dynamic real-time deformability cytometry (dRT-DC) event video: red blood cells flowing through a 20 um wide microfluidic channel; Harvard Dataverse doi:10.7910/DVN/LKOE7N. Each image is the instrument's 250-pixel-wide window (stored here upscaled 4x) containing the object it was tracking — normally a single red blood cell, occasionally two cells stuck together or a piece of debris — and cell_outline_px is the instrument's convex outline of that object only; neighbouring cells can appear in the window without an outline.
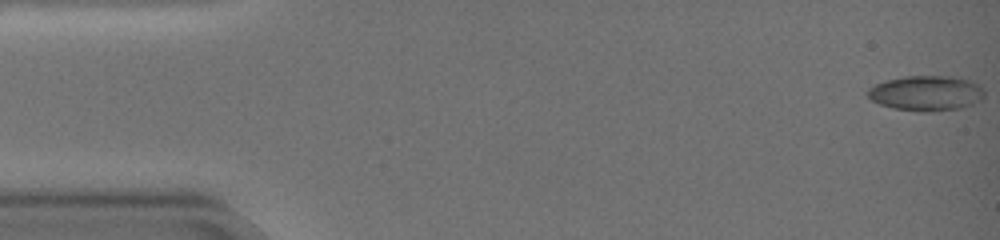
{"species": "common noctule bat (a hibernating species)", "species_latin": "Nyctalus noctula", "temperature_condition": "warm", "stored_images_in_passage": 8, "camera_frame_rate_fps": 3000, "um_per_image_px": 0.085, "animal": {"sex": "female", "body_mass_g": 19.0, "forearm_length_mm": 51.5}, "frame": {"image": 1, "passage_image": 1, "time_ms": 0.0, "image_size_px": [1000, 240], "cell_outline_px": [[984, 96], [980, 100], [972, 104], [960, 108], [928, 112], [920, 112], [892, 108], [880, 104], [872, 100], [864, 92], [868, 88], [876, 84], [888, 80], [904, 76], [948, 76], [968, 80], [984, 88]], "centroid_in_image_um": [78.7, 7.93], "position_along_channel_um": 6.3, "area_um2": 23.87}}